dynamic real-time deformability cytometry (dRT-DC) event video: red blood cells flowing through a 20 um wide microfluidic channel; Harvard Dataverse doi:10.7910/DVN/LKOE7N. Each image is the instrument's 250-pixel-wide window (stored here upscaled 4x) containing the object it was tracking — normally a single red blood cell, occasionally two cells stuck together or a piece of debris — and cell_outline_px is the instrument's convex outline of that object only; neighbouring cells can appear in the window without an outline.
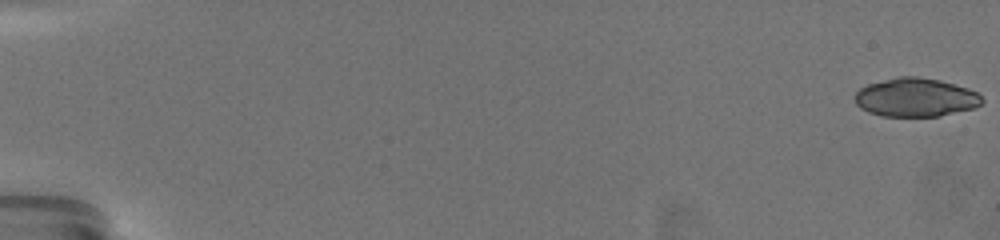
{"species": "common noctule bat (a hibernating species)", "species_latin": "Nyctalus noctula", "temperature_condition": "warm", "stored_images_in_passage": 61, "camera_frame_rate_fps": 3000, "um_per_image_px": 0.085, "animal": {"sex": "female", "body_mass_g": 19.5, "forearm_length_mm": 54.1}, "frame": {"image": 1, "passage_image": 1, "time_ms": 0.0, "image_size_px": [1000, 240], "cell_outline_px": [[984, 100], [980, 104], [972, 108], [940, 116], [880, 116], [868, 112], [860, 108], [856, 104], [856, 92], [860, 88], [868, 84], [900, 76], [916, 76], [940, 80], [968, 88], [976, 92]], "centroid_in_image_um": [77.81, 8.28], "position_along_channel_um": 7.2, "area_um2": 28.44}}